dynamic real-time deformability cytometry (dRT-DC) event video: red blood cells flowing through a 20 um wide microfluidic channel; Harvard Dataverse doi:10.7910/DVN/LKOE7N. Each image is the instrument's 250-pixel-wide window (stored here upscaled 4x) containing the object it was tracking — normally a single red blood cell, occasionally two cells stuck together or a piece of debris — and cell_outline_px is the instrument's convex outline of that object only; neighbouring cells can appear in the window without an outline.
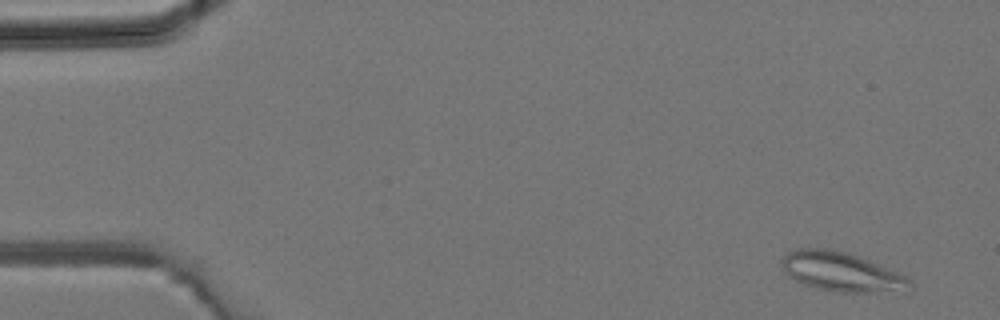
{"species": "common noctule bat (a hibernating species)", "species_latin": "Nyctalus noctula", "temperature_condition": "room temperature", "stored_images_in_passage": 11, "camera_frame_rate_fps": 3000, "um_per_image_px": 0.085, "animal": {"sex": "male", "body_mass_g": 19.2, "forearm_length_mm": 51.8}, "frame": {"image": 1, "passage_image": 2, "time_ms": 0.333, "image_size_px": [1000, 320], "cell_outline_px": [[912, 284], [868, 292], [836, 292], [816, 288], [804, 284], [788, 276], [780, 260], [788, 252], [796, 248], [828, 248], [848, 252], [896, 272], [912, 280]], "centroid_in_image_um": [71.34, 23.05], "position_along_channel_um": 13.7, "area_um2": 28.15}}